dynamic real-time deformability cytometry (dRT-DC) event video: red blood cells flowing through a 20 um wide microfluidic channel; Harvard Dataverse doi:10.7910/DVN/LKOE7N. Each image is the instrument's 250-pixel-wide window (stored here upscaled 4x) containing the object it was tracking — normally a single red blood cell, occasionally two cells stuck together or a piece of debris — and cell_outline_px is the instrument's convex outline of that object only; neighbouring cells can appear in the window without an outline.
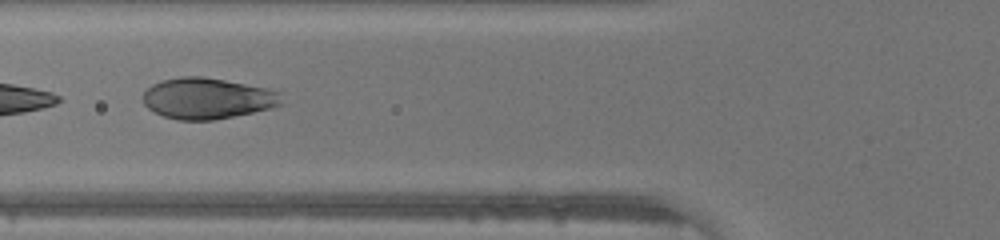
{"species": "human", "species_latin": "Homo sapiens", "temperature_condition": "warm", "stored_images_in_passage": 15, "camera_frame_rate_fps": 3000, "um_per_image_px": 0.085, "donor": {"sex": "male"}, "frame": {"image": 1, "passage_image": 5, "time_ms": 1.333, "image_size_px": [1000, 240], "cell_outline_px": [[284, 104], [272, 108], [212, 120], [176, 120], [164, 116], [148, 108], [144, 104], [144, 92], [152, 84], [164, 80], [180, 76], [200, 76], [224, 80], [268, 88], [280, 92]], "centroid_in_image_um": [17.65, 8.36], "position_along_channel_um": 108.1, "area_um2": 33.0}}